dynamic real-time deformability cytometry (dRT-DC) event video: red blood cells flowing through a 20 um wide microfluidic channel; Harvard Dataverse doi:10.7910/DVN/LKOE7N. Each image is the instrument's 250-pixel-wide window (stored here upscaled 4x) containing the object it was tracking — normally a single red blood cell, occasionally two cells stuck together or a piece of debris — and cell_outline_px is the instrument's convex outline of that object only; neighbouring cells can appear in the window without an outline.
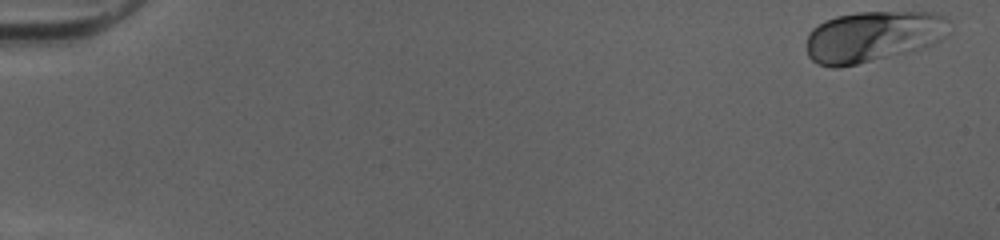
{"species": "human", "species_latin": "Homo sapiens", "temperature_condition": "cold", "stored_images_in_passage": 50, "camera_frame_rate_fps": 3000, "um_per_image_px": 0.085, "donor": {"sex": "female"}, "frame": {"image": 1, "passage_image": 1, "time_ms": 0.0, "image_size_px": [1000, 240], "cell_outline_px": [[948, 36], [924, 48], [856, 64], [836, 68], [832, 68], [816, 64], [808, 56], [808, 32], [812, 28], [824, 20], [836, 16], [856, 12], [932, 12], [948, 16]], "centroid_in_image_um": [74.21, 3.09], "position_along_channel_um": 10.8, "area_um2": 42.66}}
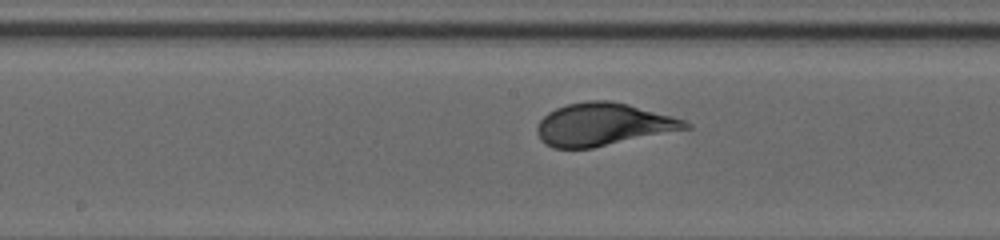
{"frame": {"image": 2, "passage_image": 27, "time_ms": 8.667, "image_size_px": [1000, 240], "cell_outline_px": [[692, 128], [592, 148], [552, 148], [544, 144], [540, 140], [536, 132], [536, 128], [540, 120], [548, 112], [556, 108], [568, 104], [588, 100], [612, 100], [628, 104], [672, 116], [684, 120], [692, 124]], "centroid_in_image_um": [51.25, 10.58], "position_along_channel_um": 196.9, "area_um2": 36.99}}
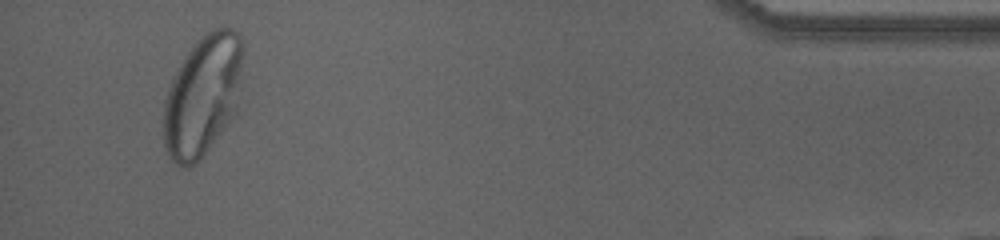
{"frame": {"image": 3, "passage_image": 48, "time_ms": 15.667, "image_size_px": [1000, 240], "cell_outline_px": [[244, 52], [236, 112], [204, 152], [188, 168], [184, 168], [176, 164], [168, 156], [164, 144], [164, 100], [168, 88], [184, 56], [212, 28], [224, 24], [228, 24], [240, 36], [244, 44]], "centroid_in_image_um": [17.25, 8.06], "position_along_channel_um": 418.0, "area_um2": 55.55}, "authors_computed_cell_mechanics": {"area_um2": 38.6393, "velocity_mm_per_s": 4.0188, "shape_relaxation_time_tau1_ms": 2.237, "shape_relaxation_time_tau2_ms": null, "deformation_change_tau1": 0.1336, "deformation_change_tau2": null}}